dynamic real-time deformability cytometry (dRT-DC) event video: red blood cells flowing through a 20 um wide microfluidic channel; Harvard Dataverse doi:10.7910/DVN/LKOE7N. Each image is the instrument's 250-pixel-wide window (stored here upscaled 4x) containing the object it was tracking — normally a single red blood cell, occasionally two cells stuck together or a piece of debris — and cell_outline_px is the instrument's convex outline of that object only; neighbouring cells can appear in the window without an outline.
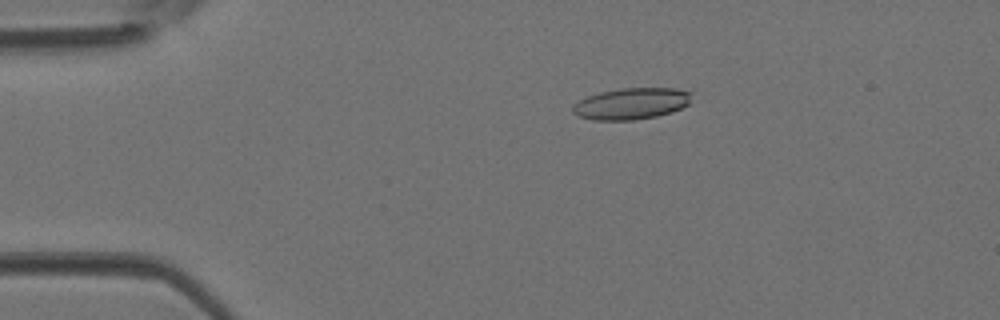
{"species": "Egyptian fruit bat (a non-hibernating species)", "species_latin": "Rousettus aegyptiacus", "temperature_condition": "room temperature", "stored_images_in_passage": 36, "camera_frame_rate_fps": 3000, "um_per_image_px": 0.085, "animal": {"sex": "female"}, "frame": {"image": 1, "passage_image": 1, "time_ms": 0.0, "image_size_px": [1000, 320], "cell_outline_px": [[692, 92], [688, 104], [672, 112], [656, 116], [632, 120], [596, 120], [576, 116], [572, 112], [572, 108], [580, 100], [588, 96], [600, 92], [620, 88], [676, 88]], "centroid_in_image_um": [53.66, 8.8], "position_along_channel_um": 31.3, "area_um2": 21.68}}
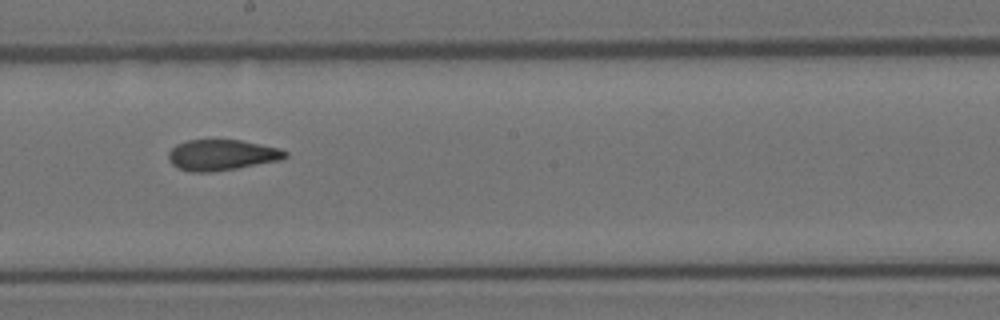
{"frame": {"image": 2, "passage_image": 17, "time_ms": 5.333, "image_size_px": [1000, 320], "cell_outline_px": [[288, 156], [280, 160], [236, 168], [212, 172], [192, 172], [176, 168], [168, 160], [168, 152], [176, 144], [188, 140], [240, 140], [280, 148], [288, 152]], "centroid_in_image_um": [18.83, 13.17], "position_along_channel_um": 229.4, "area_um2": 20.98}}
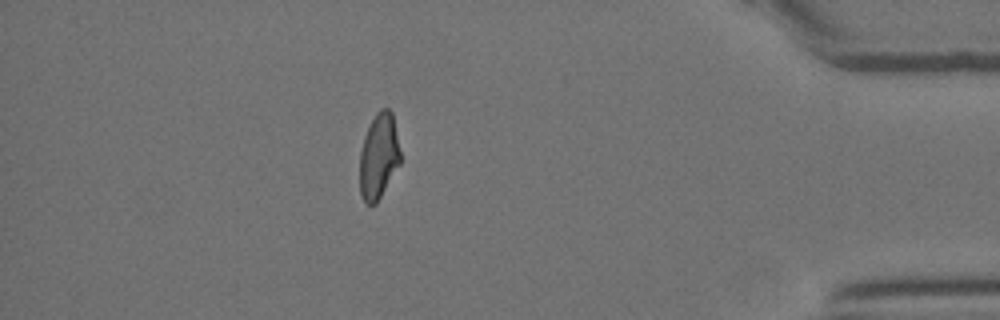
{"frame": {"image": 3, "passage_image": 31, "time_ms": 10.0, "image_size_px": [1000, 320], "cell_outline_px": [[400, 164], [376, 204], [364, 204], [360, 192], [360, 152], [364, 136], [376, 112], [380, 108], [388, 108], [392, 112], [400, 152]], "centroid_in_image_um": [32.18, 13.29], "position_along_channel_um": 403.0, "area_um2": 20.17}}